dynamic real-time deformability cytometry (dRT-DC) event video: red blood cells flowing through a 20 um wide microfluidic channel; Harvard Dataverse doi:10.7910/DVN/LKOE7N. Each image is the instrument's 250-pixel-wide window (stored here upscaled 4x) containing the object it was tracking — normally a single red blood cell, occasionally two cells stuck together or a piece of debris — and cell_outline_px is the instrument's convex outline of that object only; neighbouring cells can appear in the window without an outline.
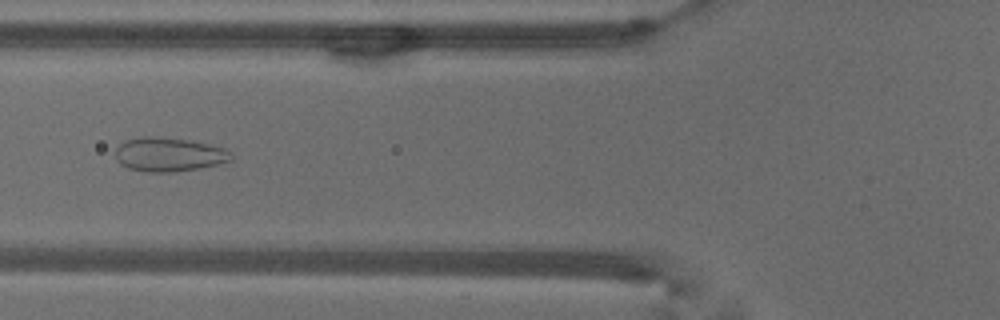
{"species": "common noctule bat (a hibernating species)", "species_latin": "Nyctalus noctula", "temperature_condition": "warm", "stored_images_in_passage": 53, "camera_frame_rate_fps": 3000, "um_per_image_px": 0.085, "animal": {"sex": "male", "body_mass_g": 18.8}, "frame": {"image": 1, "passage_image": 20, "time_ms": 6.333, "image_size_px": [1000, 320], "cell_outline_px": [[232, 160], [200, 168], [172, 172], [148, 172], [128, 168], [120, 164], [116, 160], [116, 148], [124, 140], [140, 136], [152, 136], [192, 140], [224, 148], [232, 156]], "centroid_in_image_um": [14.31, 13.12], "position_along_channel_um": 111.5, "area_um2": 22.95}}
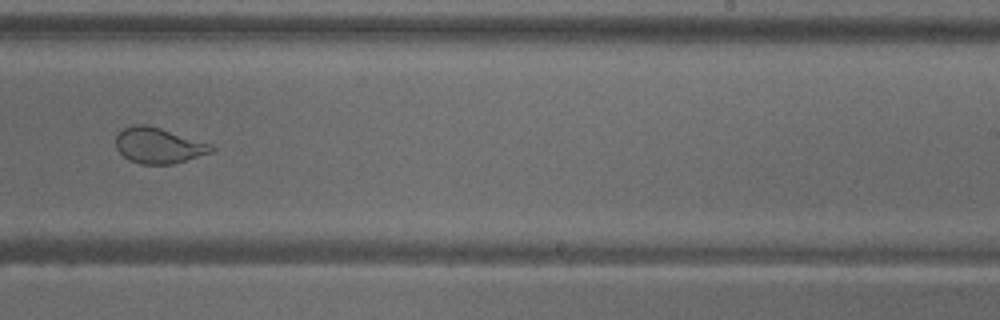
{"frame": {"image": 2, "passage_image": 33, "time_ms": 10.667, "image_size_px": [1000, 320], "cell_outline_px": [[216, 148], [212, 152], [172, 164], [140, 164], [128, 160], [116, 148], [116, 132], [132, 124], [148, 124], [212, 144]], "centroid_in_image_um": [13.45, 12.35], "position_along_channel_um": 275.5, "area_um2": 20.0}}
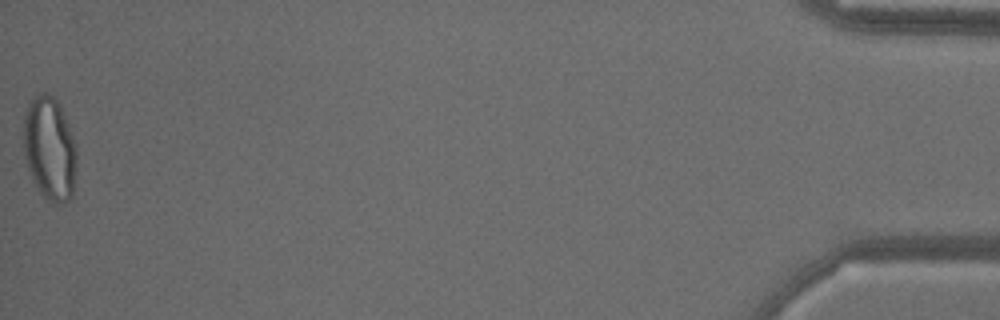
{"frame": {"image": 3, "passage_image": 53, "time_ms": 17.333, "image_size_px": [1000, 320], "cell_outline_px": [[76, 168], [72, 196], [68, 200], [60, 204], [52, 204], [36, 188], [28, 168], [24, 156], [24, 116], [28, 100], [44, 92], [48, 92], [60, 104], [76, 144]], "centroid_in_image_um": [4.22, 12.63], "position_along_channel_um": 431.0, "area_um2": 32.37}, "authors_computed_cell_mechanics": {"area_um2": 27.3394, "velocity_mm_per_s": 3.7913, "shape_relaxation_time_tau1_ms": null, "shape_relaxation_time_tau2_ms": 0.7509, "deformation_change_tau1": null, "deformation_change_tau2": 0.0748}}